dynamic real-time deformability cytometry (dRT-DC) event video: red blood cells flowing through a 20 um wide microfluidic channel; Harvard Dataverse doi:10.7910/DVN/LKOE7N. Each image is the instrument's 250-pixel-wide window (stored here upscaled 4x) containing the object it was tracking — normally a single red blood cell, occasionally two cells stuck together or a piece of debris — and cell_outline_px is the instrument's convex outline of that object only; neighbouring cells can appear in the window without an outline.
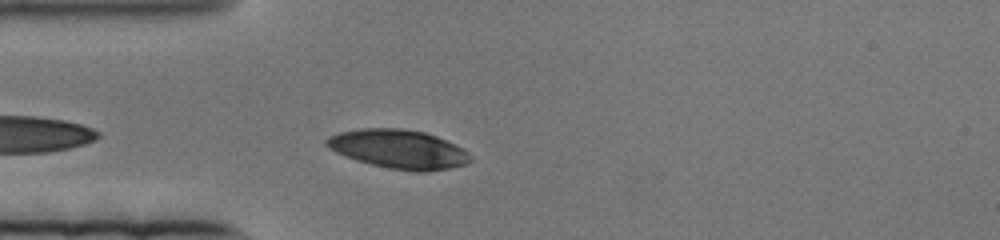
{"species": "human", "species_latin": "Homo sapiens", "temperature_condition": "cold", "stored_images_in_passage": 51, "camera_frame_rate_fps": 3000, "um_per_image_px": 0.085, "donor": {"sex": "female"}, "frame": {"image": 1, "passage_image": 5, "time_ms": 1.333, "image_size_px": [1000, 240], "cell_outline_px": [[476, 160], [468, 164], [428, 172], [416, 172], [388, 168], [356, 160], [336, 152], [324, 144], [324, 140], [328, 136], [340, 132], [360, 128], [400, 128], [424, 132], [436, 136], [468, 152]], "centroid_in_image_um": [33.89, 12.68], "position_along_channel_um": 51.1, "area_um2": 32.66}}
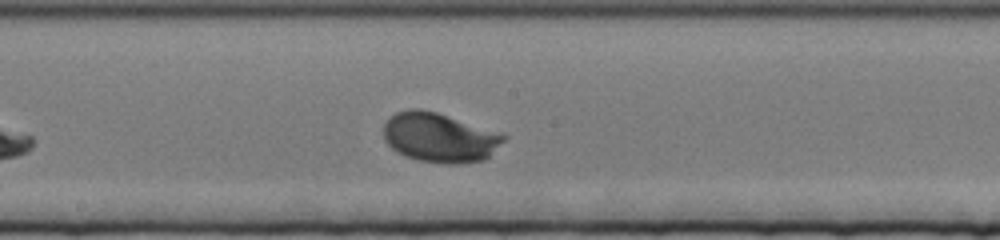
{"frame": {"image": 2, "passage_image": 26, "time_ms": 8.333, "image_size_px": [1000, 240], "cell_outline_px": [[508, 136], [484, 160], [460, 164], [444, 164], [420, 160], [404, 156], [396, 152], [384, 140], [384, 124], [396, 112], [408, 108], [420, 108], [436, 112]], "centroid_in_image_um": [37.31, 11.7], "position_along_channel_um": 210.9, "area_um2": 34.28}}
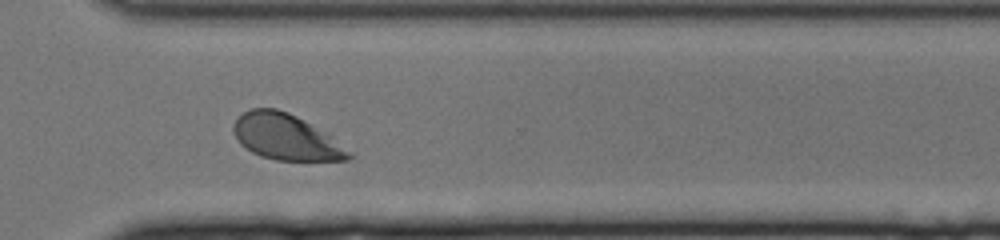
{"frame": {"image": 3, "passage_image": 43, "time_ms": 14.0, "image_size_px": [1000, 240], "cell_outline_px": [[352, 156], [348, 160], [276, 160], [260, 156], [252, 152], [240, 144], [236, 140], [232, 128], [236, 120], [244, 112], [252, 108], [276, 108], [288, 112], [304, 120], [332, 136], [352, 152]], "centroid_in_image_um": [24.3, 11.65], "position_along_channel_um": 346.3, "area_um2": 30.75}}